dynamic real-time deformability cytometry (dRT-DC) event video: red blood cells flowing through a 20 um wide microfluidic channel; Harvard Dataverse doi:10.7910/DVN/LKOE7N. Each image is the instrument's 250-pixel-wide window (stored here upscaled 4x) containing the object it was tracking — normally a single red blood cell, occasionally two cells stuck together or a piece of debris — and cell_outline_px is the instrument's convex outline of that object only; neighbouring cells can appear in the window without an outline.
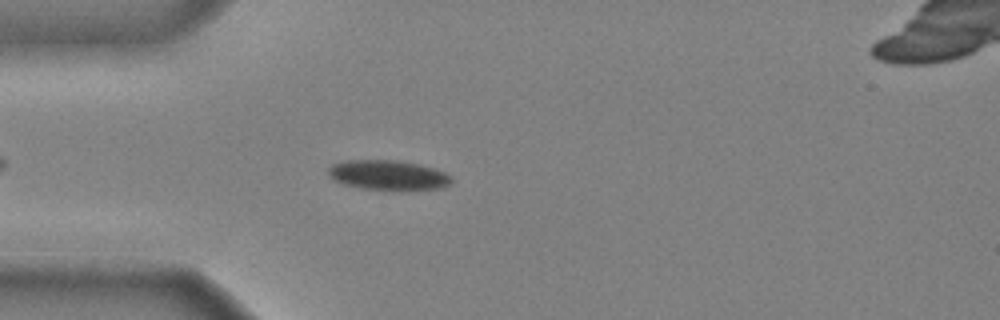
{"species": "common noctule bat (a hibernating species)", "species_latin": "Nyctalus noctula", "temperature_condition": "cold", "stored_images_in_passage": 41, "camera_frame_rate_fps": 3000, "um_per_image_px": 0.085, "animal": {"sex": "male", "body_mass_g": 20.4}, "frame": {"image": 1, "passage_image": 7, "time_ms": 2.0, "image_size_px": [1000, 320], "cell_outline_px": [[452, 180], [448, 184], [436, 188], [360, 188], [344, 184], [332, 180], [328, 172], [328, 168], [332, 164], [344, 160], [396, 160], [420, 164], [444, 172], [452, 176]], "centroid_in_image_um": [32.91, 14.84], "position_along_channel_um": 52.1, "area_um2": 20.75}}
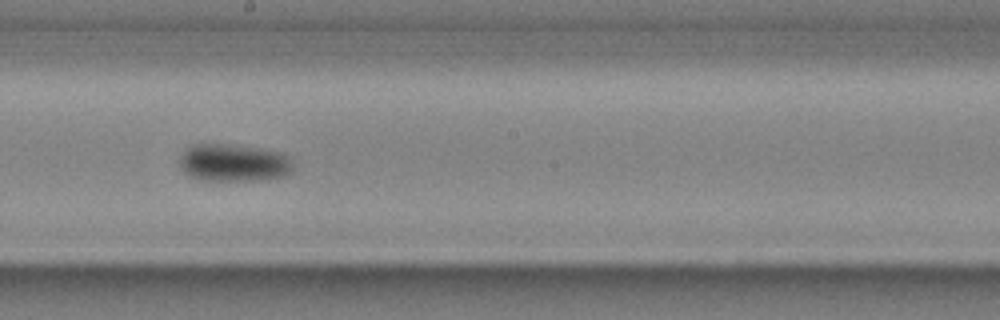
{"frame": {"image": 2, "passage_image": 21, "time_ms": 6.667, "image_size_px": [1000, 320], "cell_outline_px": [[292, 172], [284, 176], [252, 180], [200, 180], [188, 176], [180, 168], [180, 160], [184, 152], [192, 144], [220, 144], [260, 148], [284, 152], [288, 156], [292, 168]], "centroid_in_image_um": [19.85, 13.84], "position_along_channel_um": 228.3, "area_um2": 24.68}}
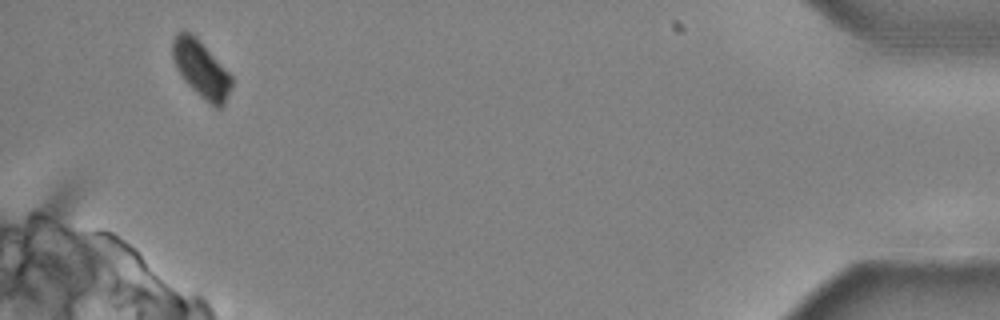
{"frame": {"image": 3, "passage_image": 40, "time_ms": 13.0, "image_size_px": [1000, 320], "cell_outline_px": [[232, 88], [224, 104], [220, 108], [216, 108], [200, 96], [188, 84], [176, 68], [172, 56], [172, 40], [176, 32], [184, 28], [196, 36], [232, 76]], "centroid_in_image_um": [17.08, 5.83], "position_along_channel_um": 418.1, "area_um2": 19.59}, "authors_computed_cell_mechanics": {"area_um2": 22.831, "velocity_mm_per_s": 3.9541, "shape_relaxation_time_tau1_ms": 3.7966, "shape_relaxation_time_tau2_ms": null, "deformation_change_tau1": 0.0906, "deformation_change_tau2": null}}